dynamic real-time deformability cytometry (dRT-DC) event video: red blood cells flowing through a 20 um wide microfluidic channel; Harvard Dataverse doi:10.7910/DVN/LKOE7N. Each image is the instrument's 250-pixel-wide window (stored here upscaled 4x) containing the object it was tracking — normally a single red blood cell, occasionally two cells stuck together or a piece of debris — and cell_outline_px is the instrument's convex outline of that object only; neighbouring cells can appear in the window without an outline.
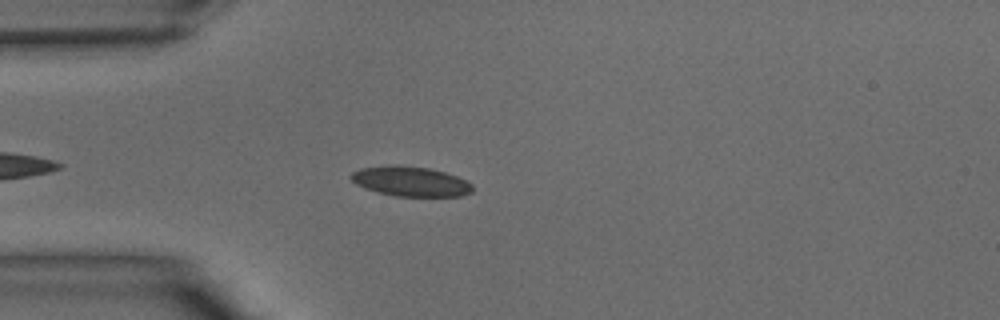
{"species": "common noctule bat (a hibernating species)", "species_latin": "Nyctalus noctula", "temperature_condition": "warm", "stored_images_in_passage": 30, "camera_frame_rate_fps": 3000, "um_per_image_px": 0.085, "animal": {"sex": "male", "body_mass_g": 15.6}, "frame": {"image": 1, "passage_image": 5, "time_ms": 1.333, "image_size_px": [1000, 320], "cell_outline_px": [[472, 192], [460, 196], [396, 196], [376, 192], [364, 188], [356, 184], [348, 176], [352, 172], [360, 168], [392, 164], [396, 164], [428, 168], [444, 172], [456, 176], [472, 184]], "centroid_in_image_um": [34.84, 15.41], "position_along_channel_um": 50.2, "area_um2": 21.21}}